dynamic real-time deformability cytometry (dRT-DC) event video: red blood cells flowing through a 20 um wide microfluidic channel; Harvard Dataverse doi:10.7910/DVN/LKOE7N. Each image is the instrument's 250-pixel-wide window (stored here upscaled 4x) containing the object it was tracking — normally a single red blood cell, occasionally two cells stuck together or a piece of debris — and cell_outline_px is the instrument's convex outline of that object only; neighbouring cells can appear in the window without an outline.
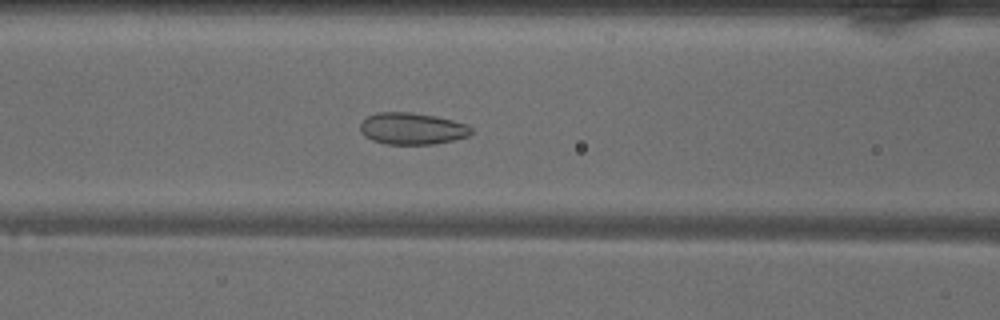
{"species": "common noctule bat (a hibernating species)", "species_latin": "Nyctalus noctula", "temperature_condition": "warm", "stored_images_in_passage": 49, "camera_frame_rate_fps": 3000, "um_per_image_px": 0.085, "animal": {"sex": "male", "body_mass_g": 18.8}, "frame": {"image": 1, "passage_image": 19, "time_ms": 6.0, "image_size_px": [1000, 320], "cell_outline_px": [[472, 132], [468, 136], [436, 144], [384, 144], [372, 140], [364, 136], [360, 132], [360, 124], [368, 116], [376, 112], [412, 112], [436, 116], [468, 124], [472, 128]], "centroid_in_image_um": [35.02, 10.93], "position_along_channel_um": 131.6, "area_um2": 20.69}}
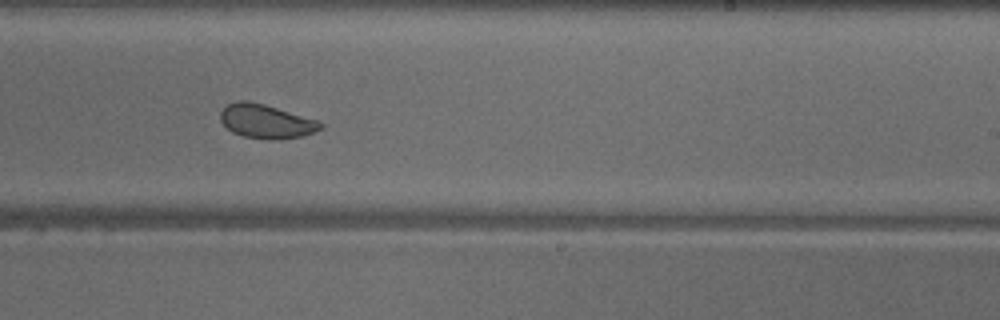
{"frame": {"image": 2, "passage_image": 29, "time_ms": 9.333, "image_size_px": [1000, 320], "cell_outline_px": [[324, 128], [300, 136], [276, 140], [264, 140], [244, 136], [232, 132], [220, 120], [220, 112], [228, 104], [236, 100], [244, 100], [264, 104], [320, 120], [324, 124]], "centroid_in_image_um": [22.64, 10.31], "position_along_channel_um": 266.4, "area_um2": 19.94}}
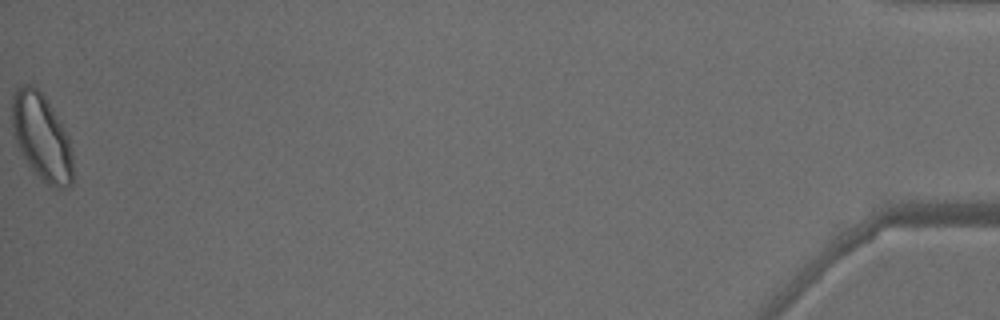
{"frame": {"image": 3, "passage_image": 49, "time_ms": 16.0, "image_size_px": [1000, 320], "cell_outline_px": [[72, 184], [68, 188], [56, 188], [40, 180], [32, 172], [20, 152], [16, 140], [12, 124], [12, 96], [24, 84], [36, 84], [52, 108], [68, 136], [72, 148]], "centroid_in_image_um": [3.54, 11.69], "position_along_channel_um": 431.7, "area_um2": 30.81}, "authors_computed_cell_mechanics": {"area_um2": 23.3512, "velocity_mm_per_s": 4.0557, "shape_relaxation_time_tau1_ms": 7.149, "shape_relaxation_time_tau2_ms": 1.3768, "deformation_change_tau1": 0.1229, "deformation_change_tau2": 0.0586}}